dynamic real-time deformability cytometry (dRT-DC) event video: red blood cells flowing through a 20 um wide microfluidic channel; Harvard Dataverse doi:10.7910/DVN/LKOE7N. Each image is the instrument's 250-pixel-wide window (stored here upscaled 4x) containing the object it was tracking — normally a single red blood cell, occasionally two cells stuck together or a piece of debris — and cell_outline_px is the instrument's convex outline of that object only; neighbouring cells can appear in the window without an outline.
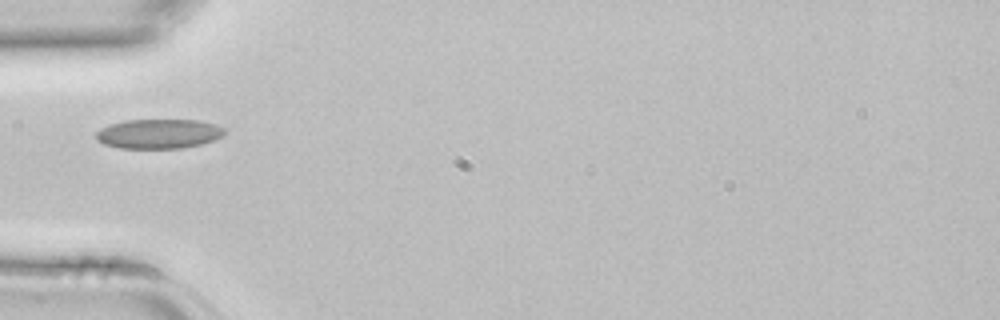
{"species": "common noctule bat (a hibernating species)", "species_latin": "Nyctalus noctula", "temperature_condition": "room temperature", "stored_images_in_passage": 1, "camera_frame_rate_fps": 3000, "um_per_image_px": 0.085, "animal": {"sex": "female", "body_mass_g": 22.7, "forearm_length_mm": 54.2}, "frame": {"image": 1, "passage_image": 1, "time_ms": 0.0, "image_size_px": [1000, 320], "cell_outline_px": [[224, 132], [220, 136], [212, 140], [200, 144], [184, 148], [120, 148], [104, 144], [96, 140], [96, 132], [100, 128], [124, 120], [200, 120], [216, 124], [224, 128]], "centroid_in_image_um": [13.46, 11.37], "position_along_channel_um": 71.5, "area_um2": 22.02}}